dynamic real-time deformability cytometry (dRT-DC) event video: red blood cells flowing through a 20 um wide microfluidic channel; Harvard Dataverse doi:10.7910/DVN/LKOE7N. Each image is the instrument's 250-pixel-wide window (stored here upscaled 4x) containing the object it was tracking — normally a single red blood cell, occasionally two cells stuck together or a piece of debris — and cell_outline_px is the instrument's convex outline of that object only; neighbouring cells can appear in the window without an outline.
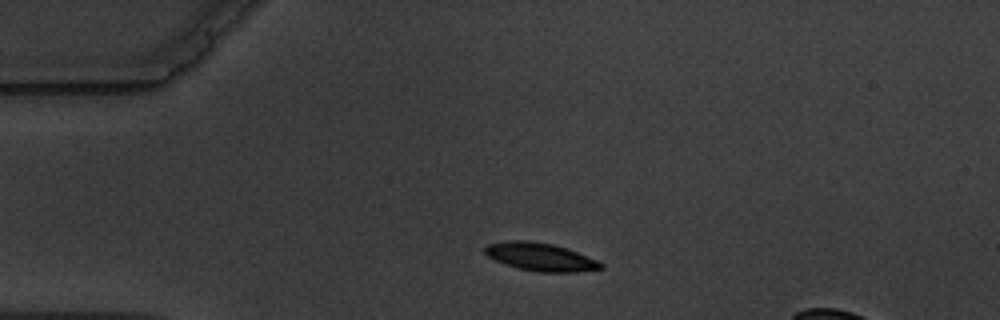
{"species": "common noctule bat (a hibernating species)", "species_latin": "Nyctalus noctula", "temperature_condition": "warm", "stored_images_in_passage": 7, "camera_frame_rate_fps": 3000, "um_per_image_px": 0.085, "animal": {"sex": "male", "body_mass_g": 19.5, "forearm_length_mm": 54.6}, "frame": {"image": 1, "passage_image": 3, "time_ms": 2.333, "image_size_px": [1000, 320], "cell_outline_px": [[604, 268], [576, 272], [540, 272], [520, 268], [504, 264], [488, 256], [484, 252], [484, 244], [508, 240], [524, 240], [552, 244], [568, 248], [596, 260], [604, 264]], "centroid_in_image_um": [45.91, 21.82], "position_along_channel_um": 39.1, "area_um2": 18.9}}
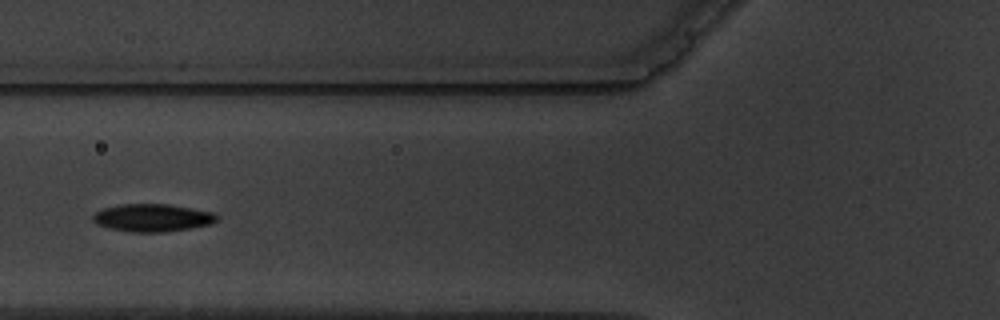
{"frame": {"image": 2, "passage_image": 5, "time_ms": 5.333, "image_size_px": [1000, 320], "cell_outline_px": [[216, 220], [212, 224], [164, 232], [132, 232], [108, 228], [96, 224], [92, 220], [92, 216], [96, 212], [104, 208], [120, 204], [168, 204], [216, 212]], "centroid_in_image_um": [12.94, 18.5], "position_along_channel_um": 112.9, "area_um2": 20.0}}
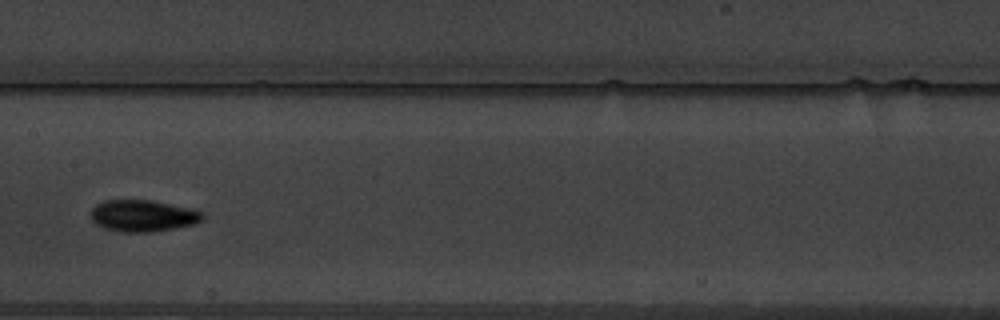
{"frame": {"image": 3, "passage_image": 7, "time_ms": 7.667, "image_size_px": [1000, 320], "cell_outline_px": [[204, 216], [200, 220], [192, 224], [152, 232], [120, 232], [104, 228], [96, 224], [92, 220], [92, 208], [96, 204], [104, 200], [148, 200], [168, 204], [204, 212]], "centroid_in_image_um": [12.08, 18.34], "position_along_channel_um": 195.3, "area_um2": 20.23}}